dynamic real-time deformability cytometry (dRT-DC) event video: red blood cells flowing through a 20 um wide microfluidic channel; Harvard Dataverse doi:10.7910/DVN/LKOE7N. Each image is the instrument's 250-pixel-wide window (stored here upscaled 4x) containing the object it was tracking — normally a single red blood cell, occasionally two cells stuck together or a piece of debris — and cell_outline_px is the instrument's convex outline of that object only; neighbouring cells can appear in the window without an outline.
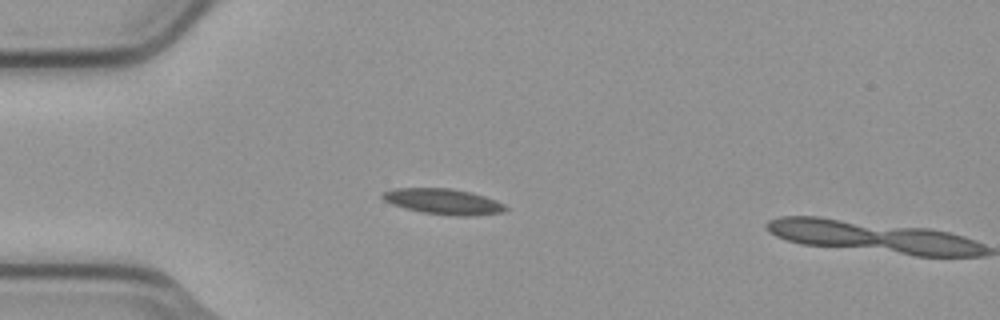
{"species": "common noctule bat (a hibernating species)", "species_latin": "Nyctalus noctula", "temperature_condition": "cold", "stored_images_in_passage": 5, "camera_frame_rate_fps": 3000, "um_per_image_px": 0.085, "animal": {"sex": "male", "body_mass_g": 23.1, "forearm_length_mm": 52.7}, "frame": {"image": 1, "passage_image": 4, "time_ms": 1.0, "image_size_px": [1000, 320], "cell_outline_px": [[508, 208], [504, 212], [472, 216], [456, 216], [420, 212], [404, 208], [392, 204], [384, 200], [380, 196], [380, 192], [392, 188], [452, 188], [472, 192], [496, 200], [504, 204]], "centroid_in_image_um": [37.66, 17.12], "position_along_channel_um": 47.3, "area_um2": 18.67}}